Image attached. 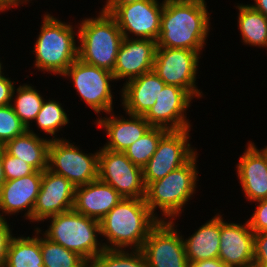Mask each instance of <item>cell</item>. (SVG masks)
<instances>
[{"label": "cell", "instance_id": "6da1fadb", "mask_svg": "<svg viewBox=\"0 0 267 267\" xmlns=\"http://www.w3.org/2000/svg\"><path fill=\"white\" fill-rule=\"evenodd\" d=\"M210 13L206 1L164 0L157 47L188 49L203 55L212 28Z\"/></svg>", "mask_w": 267, "mask_h": 267}, {"label": "cell", "instance_id": "7a4b0ae2", "mask_svg": "<svg viewBox=\"0 0 267 267\" xmlns=\"http://www.w3.org/2000/svg\"><path fill=\"white\" fill-rule=\"evenodd\" d=\"M159 222L144 198H122L99 221L102 244L105 249L141 250Z\"/></svg>", "mask_w": 267, "mask_h": 267}, {"label": "cell", "instance_id": "3957f363", "mask_svg": "<svg viewBox=\"0 0 267 267\" xmlns=\"http://www.w3.org/2000/svg\"><path fill=\"white\" fill-rule=\"evenodd\" d=\"M42 16L40 32L30 51L35 54L33 67L43 74L61 76L78 58V25L59 20L48 11Z\"/></svg>", "mask_w": 267, "mask_h": 267}, {"label": "cell", "instance_id": "277c9868", "mask_svg": "<svg viewBox=\"0 0 267 267\" xmlns=\"http://www.w3.org/2000/svg\"><path fill=\"white\" fill-rule=\"evenodd\" d=\"M198 155L197 152L185 165L146 186L145 202L160 221L181 218L185 206L196 194L200 177ZM156 210H160V216Z\"/></svg>", "mask_w": 267, "mask_h": 267}, {"label": "cell", "instance_id": "5b68a950", "mask_svg": "<svg viewBox=\"0 0 267 267\" xmlns=\"http://www.w3.org/2000/svg\"><path fill=\"white\" fill-rule=\"evenodd\" d=\"M78 59L113 73L124 36L116 20L101 10L78 21Z\"/></svg>", "mask_w": 267, "mask_h": 267}, {"label": "cell", "instance_id": "8992f818", "mask_svg": "<svg viewBox=\"0 0 267 267\" xmlns=\"http://www.w3.org/2000/svg\"><path fill=\"white\" fill-rule=\"evenodd\" d=\"M45 221L50 224L45 231L37 227L48 239L78 253L88 263L105 249L100 239V223L94 218L71 209Z\"/></svg>", "mask_w": 267, "mask_h": 267}, {"label": "cell", "instance_id": "52a82bcc", "mask_svg": "<svg viewBox=\"0 0 267 267\" xmlns=\"http://www.w3.org/2000/svg\"><path fill=\"white\" fill-rule=\"evenodd\" d=\"M60 77L70 80L78 97L98 117L114 110V88H111L114 85L111 83L115 79L112 72L86 64L77 58Z\"/></svg>", "mask_w": 267, "mask_h": 267}, {"label": "cell", "instance_id": "ba28073f", "mask_svg": "<svg viewBox=\"0 0 267 267\" xmlns=\"http://www.w3.org/2000/svg\"><path fill=\"white\" fill-rule=\"evenodd\" d=\"M66 137L51 140L49 145L48 169L64 176L75 187L98 179L99 150L85 153L80 146Z\"/></svg>", "mask_w": 267, "mask_h": 267}, {"label": "cell", "instance_id": "9c48e42d", "mask_svg": "<svg viewBox=\"0 0 267 267\" xmlns=\"http://www.w3.org/2000/svg\"><path fill=\"white\" fill-rule=\"evenodd\" d=\"M201 58L197 51L157 47L153 70L165 84L185 89L193 98L200 99L204 94L196 85V76Z\"/></svg>", "mask_w": 267, "mask_h": 267}, {"label": "cell", "instance_id": "30bf717a", "mask_svg": "<svg viewBox=\"0 0 267 267\" xmlns=\"http://www.w3.org/2000/svg\"><path fill=\"white\" fill-rule=\"evenodd\" d=\"M190 131H168L160 139L156 152L142 168L145 186L185 165L197 153V148L191 145Z\"/></svg>", "mask_w": 267, "mask_h": 267}, {"label": "cell", "instance_id": "8fae6325", "mask_svg": "<svg viewBox=\"0 0 267 267\" xmlns=\"http://www.w3.org/2000/svg\"><path fill=\"white\" fill-rule=\"evenodd\" d=\"M98 179L111 185L123 198H145L143 169L124 152L99 147Z\"/></svg>", "mask_w": 267, "mask_h": 267}, {"label": "cell", "instance_id": "7c38bea8", "mask_svg": "<svg viewBox=\"0 0 267 267\" xmlns=\"http://www.w3.org/2000/svg\"><path fill=\"white\" fill-rule=\"evenodd\" d=\"M175 221H160L150 231L141 248L147 267H187L182 233Z\"/></svg>", "mask_w": 267, "mask_h": 267}, {"label": "cell", "instance_id": "4fadbf2b", "mask_svg": "<svg viewBox=\"0 0 267 267\" xmlns=\"http://www.w3.org/2000/svg\"><path fill=\"white\" fill-rule=\"evenodd\" d=\"M163 6L164 0H139L117 7L110 15L125 38L157 41Z\"/></svg>", "mask_w": 267, "mask_h": 267}, {"label": "cell", "instance_id": "5bb4252c", "mask_svg": "<svg viewBox=\"0 0 267 267\" xmlns=\"http://www.w3.org/2000/svg\"><path fill=\"white\" fill-rule=\"evenodd\" d=\"M193 99L185 89L166 84L144 118L152 127H161L168 131L192 129L186 112Z\"/></svg>", "mask_w": 267, "mask_h": 267}, {"label": "cell", "instance_id": "9a60e30c", "mask_svg": "<svg viewBox=\"0 0 267 267\" xmlns=\"http://www.w3.org/2000/svg\"><path fill=\"white\" fill-rule=\"evenodd\" d=\"M75 186L64 176L48 168L42 171V182L32 212V223H43L47 218L73 209Z\"/></svg>", "mask_w": 267, "mask_h": 267}, {"label": "cell", "instance_id": "2e32d148", "mask_svg": "<svg viewBox=\"0 0 267 267\" xmlns=\"http://www.w3.org/2000/svg\"><path fill=\"white\" fill-rule=\"evenodd\" d=\"M220 212V247L218 258L226 267H253L254 232L248 221L224 220Z\"/></svg>", "mask_w": 267, "mask_h": 267}, {"label": "cell", "instance_id": "e0dca14e", "mask_svg": "<svg viewBox=\"0 0 267 267\" xmlns=\"http://www.w3.org/2000/svg\"><path fill=\"white\" fill-rule=\"evenodd\" d=\"M42 182V171L5 181L0 188V219L23 215V221L32 222V212ZM19 213V214H18ZM7 217V218H6Z\"/></svg>", "mask_w": 267, "mask_h": 267}, {"label": "cell", "instance_id": "ac0fdd59", "mask_svg": "<svg viewBox=\"0 0 267 267\" xmlns=\"http://www.w3.org/2000/svg\"><path fill=\"white\" fill-rule=\"evenodd\" d=\"M156 48L157 43L155 40L124 37L113 69L115 82L121 80L126 83L152 71Z\"/></svg>", "mask_w": 267, "mask_h": 267}, {"label": "cell", "instance_id": "d6986e66", "mask_svg": "<svg viewBox=\"0 0 267 267\" xmlns=\"http://www.w3.org/2000/svg\"><path fill=\"white\" fill-rule=\"evenodd\" d=\"M124 114L128 117L125 116L124 118V115L119 113L116 115L114 111H111L105 115L106 117L96 118L94 123L97 127L104 128L108 137L107 142L102 146L103 148L124 152L152 127L144 116Z\"/></svg>", "mask_w": 267, "mask_h": 267}, {"label": "cell", "instance_id": "ffe728a7", "mask_svg": "<svg viewBox=\"0 0 267 267\" xmlns=\"http://www.w3.org/2000/svg\"><path fill=\"white\" fill-rule=\"evenodd\" d=\"M236 164V176L242 193L252 204L267 199V162L260 152L248 141Z\"/></svg>", "mask_w": 267, "mask_h": 267}, {"label": "cell", "instance_id": "44dd1931", "mask_svg": "<svg viewBox=\"0 0 267 267\" xmlns=\"http://www.w3.org/2000/svg\"><path fill=\"white\" fill-rule=\"evenodd\" d=\"M122 85L119 93L121 107L125 111L122 113L144 116L155 104L166 84L152 70Z\"/></svg>", "mask_w": 267, "mask_h": 267}, {"label": "cell", "instance_id": "7402d4cb", "mask_svg": "<svg viewBox=\"0 0 267 267\" xmlns=\"http://www.w3.org/2000/svg\"><path fill=\"white\" fill-rule=\"evenodd\" d=\"M122 198L111 185L96 179L75 187L73 209L100 221Z\"/></svg>", "mask_w": 267, "mask_h": 267}, {"label": "cell", "instance_id": "603a6c76", "mask_svg": "<svg viewBox=\"0 0 267 267\" xmlns=\"http://www.w3.org/2000/svg\"><path fill=\"white\" fill-rule=\"evenodd\" d=\"M220 211L207 220L192 235H182L188 261L199 262L218 258L220 247Z\"/></svg>", "mask_w": 267, "mask_h": 267}, {"label": "cell", "instance_id": "cb8c5ba5", "mask_svg": "<svg viewBox=\"0 0 267 267\" xmlns=\"http://www.w3.org/2000/svg\"><path fill=\"white\" fill-rule=\"evenodd\" d=\"M51 140L36 133L33 127L6 142L2 148L9 154L30 164L37 171L48 168L49 145Z\"/></svg>", "mask_w": 267, "mask_h": 267}, {"label": "cell", "instance_id": "d4e9b609", "mask_svg": "<svg viewBox=\"0 0 267 267\" xmlns=\"http://www.w3.org/2000/svg\"><path fill=\"white\" fill-rule=\"evenodd\" d=\"M34 226V235L13 236L8 247L4 267H44L40 248V229Z\"/></svg>", "mask_w": 267, "mask_h": 267}, {"label": "cell", "instance_id": "484cf974", "mask_svg": "<svg viewBox=\"0 0 267 267\" xmlns=\"http://www.w3.org/2000/svg\"><path fill=\"white\" fill-rule=\"evenodd\" d=\"M237 28L243 45L267 48V17L253 9L248 3H237ZM267 50V49H266Z\"/></svg>", "mask_w": 267, "mask_h": 267}, {"label": "cell", "instance_id": "4316f807", "mask_svg": "<svg viewBox=\"0 0 267 267\" xmlns=\"http://www.w3.org/2000/svg\"><path fill=\"white\" fill-rule=\"evenodd\" d=\"M43 96L45 95L36 86L27 82L14 87L10 105L27 129L33 126L32 123L42 108L45 99Z\"/></svg>", "mask_w": 267, "mask_h": 267}, {"label": "cell", "instance_id": "83f0119b", "mask_svg": "<svg viewBox=\"0 0 267 267\" xmlns=\"http://www.w3.org/2000/svg\"><path fill=\"white\" fill-rule=\"evenodd\" d=\"M69 115L66 113V109L62 103L54 99H44L41 110L36 116L34 123L37 127V130L46 133V136H49V140L64 139L63 137H58L57 133L63 131L62 128L68 126L70 123ZM64 126V127H63ZM48 134V135H47ZM53 136V137H52Z\"/></svg>", "mask_w": 267, "mask_h": 267}, {"label": "cell", "instance_id": "f1b7e54d", "mask_svg": "<svg viewBox=\"0 0 267 267\" xmlns=\"http://www.w3.org/2000/svg\"><path fill=\"white\" fill-rule=\"evenodd\" d=\"M40 248L44 267H89V263L78 253L51 241L41 230Z\"/></svg>", "mask_w": 267, "mask_h": 267}, {"label": "cell", "instance_id": "f546056e", "mask_svg": "<svg viewBox=\"0 0 267 267\" xmlns=\"http://www.w3.org/2000/svg\"><path fill=\"white\" fill-rule=\"evenodd\" d=\"M89 267H147V264L141 250L104 249Z\"/></svg>", "mask_w": 267, "mask_h": 267}, {"label": "cell", "instance_id": "4dcf8cb0", "mask_svg": "<svg viewBox=\"0 0 267 267\" xmlns=\"http://www.w3.org/2000/svg\"><path fill=\"white\" fill-rule=\"evenodd\" d=\"M168 132L161 127H151L141 138L124 151L127 158L143 168L156 152L160 139Z\"/></svg>", "mask_w": 267, "mask_h": 267}, {"label": "cell", "instance_id": "1f68e13d", "mask_svg": "<svg viewBox=\"0 0 267 267\" xmlns=\"http://www.w3.org/2000/svg\"><path fill=\"white\" fill-rule=\"evenodd\" d=\"M27 130L11 105L0 107V146L24 134Z\"/></svg>", "mask_w": 267, "mask_h": 267}, {"label": "cell", "instance_id": "d6a6232c", "mask_svg": "<svg viewBox=\"0 0 267 267\" xmlns=\"http://www.w3.org/2000/svg\"><path fill=\"white\" fill-rule=\"evenodd\" d=\"M2 166L5 181L21 178L29 174L35 173L37 170L25 161L9 155L2 148Z\"/></svg>", "mask_w": 267, "mask_h": 267}, {"label": "cell", "instance_id": "836d02e7", "mask_svg": "<svg viewBox=\"0 0 267 267\" xmlns=\"http://www.w3.org/2000/svg\"><path fill=\"white\" fill-rule=\"evenodd\" d=\"M255 204L257 207L246 220L254 233L267 232V199L256 201Z\"/></svg>", "mask_w": 267, "mask_h": 267}, {"label": "cell", "instance_id": "e575fe53", "mask_svg": "<svg viewBox=\"0 0 267 267\" xmlns=\"http://www.w3.org/2000/svg\"><path fill=\"white\" fill-rule=\"evenodd\" d=\"M253 267H267V232L254 233Z\"/></svg>", "mask_w": 267, "mask_h": 267}, {"label": "cell", "instance_id": "d590c367", "mask_svg": "<svg viewBox=\"0 0 267 267\" xmlns=\"http://www.w3.org/2000/svg\"><path fill=\"white\" fill-rule=\"evenodd\" d=\"M8 219H0V267H4L8 253L9 243L14 236Z\"/></svg>", "mask_w": 267, "mask_h": 267}, {"label": "cell", "instance_id": "8d00e7d4", "mask_svg": "<svg viewBox=\"0 0 267 267\" xmlns=\"http://www.w3.org/2000/svg\"><path fill=\"white\" fill-rule=\"evenodd\" d=\"M0 77V107L11 104L12 93L15 87V81L11 80L8 74Z\"/></svg>", "mask_w": 267, "mask_h": 267}, {"label": "cell", "instance_id": "74e56055", "mask_svg": "<svg viewBox=\"0 0 267 267\" xmlns=\"http://www.w3.org/2000/svg\"><path fill=\"white\" fill-rule=\"evenodd\" d=\"M139 0H106L101 8V11L106 14H111L117 7L127 5Z\"/></svg>", "mask_w": 267, "mask_h": 267}, {"label": "cell", "instance_id": "f35d334b", "mask_svg": "<svg viewBox=\"0 0 267 267\" xmlns=\"http://www.w3.org/2000/svg\"><path fill=\"white\" fill-rule=\"evenodd\" d=\"M254 4H249L253 9L267 17V0H253Z\"/></svg>", "mask_w": 267, "mask_h": 267}, {"label": "cell", "instance_id": "ab89813d", "mask_svg": "<svg viewBox=\"0 0 267 267\" xmlns=\"http://www.w3.org/2000/svg\"><path fill=\"white\" fill-rule=\"evenodd\" d=\"M203 267H226V265L219 259L203 260Z\"/></svg>", "mask_w": 267, "mask_h": 267}, {"label": "cell", "instance_id": "60d3db41", "mask_svg": "<svg viewBox=\"0 0 267 267\" xmlns=\"http://www.w3.org/2000/svg\"><path fill=\"white\" fill-rule=\"evenodd\" d=\"M13 6L9 3L8 0H0V13L8 12L9 10L12 11Z\"/></svg>", "mask_w": 267, "mask_h": 267}, {"label": "cell", "instance_id": "b9f144b4", "mask_svg": "<svg viewBox=\"0 0 267 267\" xmlns=\"http://www.w3.org/2000/svg\"><path fill=\"white\" fill-rule=\"evenodd\" d=\"M9 3L14 7L16 8H19V6H24L25 4H30L31 1H34V0H8Z\"/></svg>", "mask_w": 267, "mask_h": 267}, {"label": "cell", "instance_id": "7bdbcfd3", "mask_svg": "<svg viewBox=\"0 0 267 267\" xmlns=\"http://www.w3.org/2000/svg\"><path fill=\"white\" fill-rule=\"evenodd\" d=\"M4 182H5V176L2 166V146H0V188Z\"/></svg>", "mask_w": 267, "mask_h": 267}, {"label": "cell", "instance_id": "ee69618b", "mask_svg": "<svg viewBox=\"0 0 267 267\" xmlns=\"http://www.w3.org/2000/svg\"><path fill=\"white\" fill-rule=\"evenodd\" d=\"M259 152L260 154L265 158V161L267 162V146H264V148L262 147L261 149H258L257 145L252 142V141H249Z\"/></svg>", "mask_w": 267, "mask_h": 267}, {"label": "cell", "instance_id": "f6af8a7d", "mask_svg": "<svg viewBox=\"0 0 267 267\" xmlns=\"http://www.w3.org/2000/svg\"><path fill=\"white\" fill-rule=\"evenodd\" d=\"M187 267H203V261L196 263L188 261Z\"/></svg>", "mask_w": 267, "mask_h": 267}, {"label": "cell", "instance_id": "bcb514c9", "mask_svg": "<svg viewBox=\"0 0 267 267\" xmlns=\"http://www.w3.org/2000/svg\"><path fill=\"white\" fill-rule=\"evenodd\" d=\"M2 58H0V77H2L6 72H3L4 70V65H3V63L1 62L2 60H1Z\"/></svg>", "mask_w": 267, "mask_h": 267}]
</instances>
